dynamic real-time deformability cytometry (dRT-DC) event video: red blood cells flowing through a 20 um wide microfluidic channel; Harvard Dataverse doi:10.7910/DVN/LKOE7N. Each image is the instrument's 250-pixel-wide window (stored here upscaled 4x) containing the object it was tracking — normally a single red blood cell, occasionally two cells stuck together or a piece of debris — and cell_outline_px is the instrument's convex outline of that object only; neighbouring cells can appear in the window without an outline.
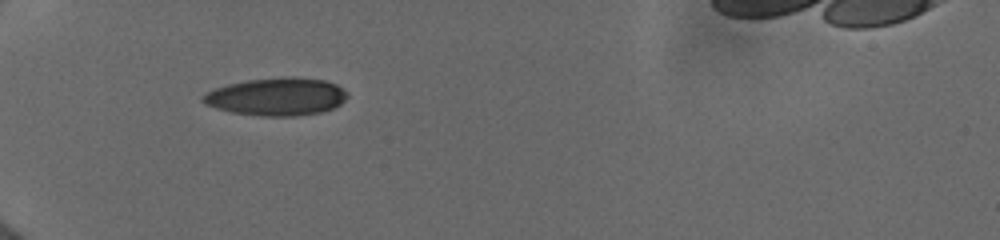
{"species": "human", "species_latin": "Homo sapiens", "temperature_condition": "cold", "stored_images_in_passage": 35, "camera_frame_rate_fps": 3000, "um_per_image_px": 0.085, "donor": {"sex": "female"}, "frame": {"image": 1, "passage_image": 1, "time_ms": 0.0, "image_size_px": [1000, 240], "cell_outline_px": [[348, 96], [340, 104], [332, 108], [320, 112], [292, 116], [264, 116], [232, 112], [216, 108], [204, 104], [200, 100], [200, 96], [204, 92], [228, 84], [248, 80], [280, 76], [292, 76], [324, 80], [336, 84], [348, 92]], "centroid_in_image_um": [23.48, 8.2], "position_along_channel_um": 61.5, "area_um2": 31.96}}
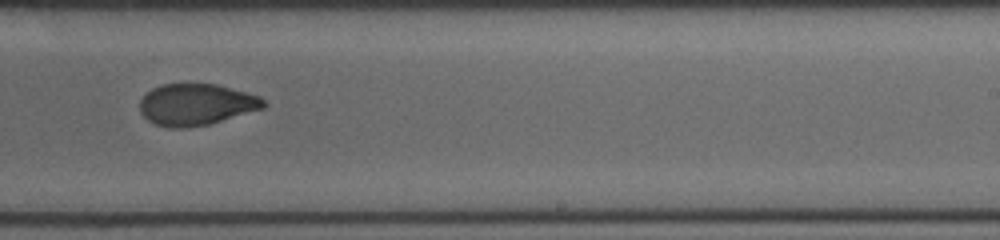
{"frame": {"image": 2, "passage_image": 18, "time_ms": 5.667, "image_size_px": [1000, 240], "cell_outline_px": [[268, 104], [264, 108], [208, 124], [184, 128], [168, 128], [156, 124], [148, 120], [140, 112], [140, 100], [152, 88], [160, 84], [216, 84], [260, 96]], "centroid_in_image_um": [16.67, 8.88], "position_along_channel_um": 272.3, "area_um2": 29.82}}
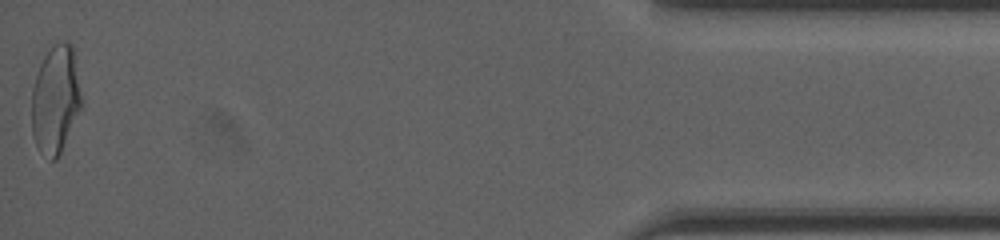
{"frame": {"image": 3, "passage_image": 35, "time_ms": 11.333, "image_size_px": [1000, 240], "cell_outline_px": [[84, 104], [56, 160], [52, 160], [36, 144], [32, 136], [32, 88], [40, 64], [44, 56], [52, 44], [60, 40], [68, 40], [72, 44]], "centroid_in_image_um": [4.75, 8.38], "position_along_channel_um": 430.5, "area_um2": 31.56}, "authors_computed_cell_mechanics": {"area_um2": 30.923, "velocity_mm_per_s": 4.0128, "shape_relaxation_time_tau1_ms": 6.7354, "shape_relaxation_time_tau2_ms": 1.6285, "deformation_change_tau1": 0.1917, "deformation_change_tau2": 0.0669}}